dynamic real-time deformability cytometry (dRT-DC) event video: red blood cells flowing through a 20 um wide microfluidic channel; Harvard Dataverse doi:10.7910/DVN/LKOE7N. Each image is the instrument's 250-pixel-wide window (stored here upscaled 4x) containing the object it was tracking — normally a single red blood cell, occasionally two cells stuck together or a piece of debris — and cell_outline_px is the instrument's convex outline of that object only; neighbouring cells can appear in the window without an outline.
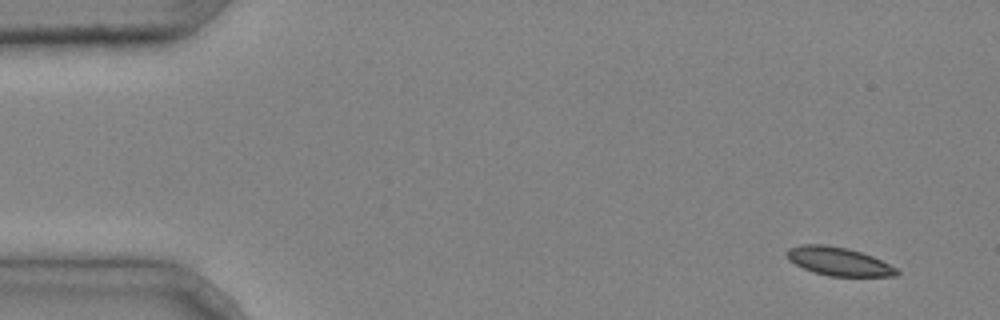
{"species": "common noctule bat (a hibernating species)", "species_latin": "Nyctalus noctula", "temperature_condition": "cold", "stored_images_in_passage": 4, "camera_frame_rate_fps": 3000, "um_per_image_px": 0.085, "animal": {"sex": "male", "body_mass_g": 20.4}, "frame": {"image": 1, "passage_image": 1, "time_ms": 0.0, "image_size_px": [1000, 320], "cell_outline_px": [[900, 272], [896, 276], [828, 276], [812, 272], [788, 260], [784, 252], [788, 248], [800, 244], [824, 244], [848, 248], [872, 256], [896, 268]], "centroid_in_image_um": [71.22, 22.21], "position_along_channel_um": 13.8, "area_um2": 18.26}}